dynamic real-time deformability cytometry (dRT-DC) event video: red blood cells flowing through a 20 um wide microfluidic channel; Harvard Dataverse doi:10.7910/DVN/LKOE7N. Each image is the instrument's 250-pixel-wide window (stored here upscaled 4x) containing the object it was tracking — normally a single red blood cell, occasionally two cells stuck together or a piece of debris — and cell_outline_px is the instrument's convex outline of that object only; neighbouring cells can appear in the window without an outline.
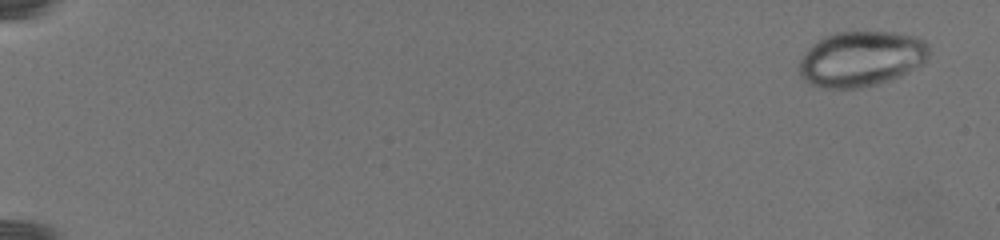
{"species": "common noctule bat (a hibernating species)", "species_latin": "Nyctalus noctula", "temperature_condition": "warm", "stored_images_in_passage": 67, "camera_frame_rate_fps": 3000, "um_per_image_px": 0.085, "animal": {"sex": "female", "body_mass_g": 19.5, "forearm_length_mm": 54.1}, "frame": {"image": 1, "passage_image": 1, "time_ms": 0.0, "image_size_px": [1000, 240], "cell_outline_px": [[928, 60], [924, 64], [900, 76], [876, 84], [856, 88], [820, 88], [808, 84], [804, 80], [800, 72], [800, 60], [808, 48], [816, 40], [824, 36], [836, 32], [892, 32], [916, 36], [924, 40], [928, 44]], "centroid_in_image_um": [73.21, 4.99], "position_along_channel_um": 11.8, "area_um2": 42.08}}
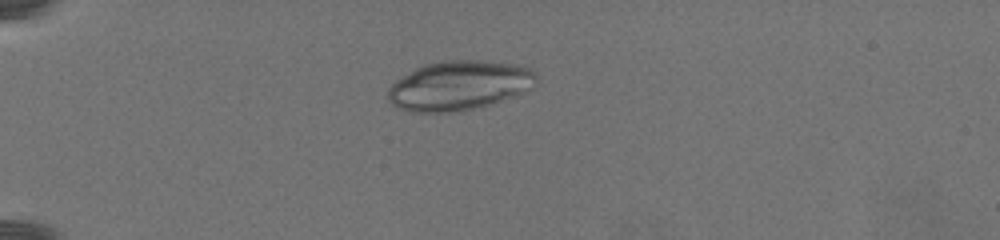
{"frame": {"image": 2, "passage_image": 50, "time_ms": 6.667, "image_size_px": [1000, 240], "cell_outline_px": [[536, 80], [532, 88], [512, 96], [488, 104], [472, 108], [452, 112], [416, 112], [400, 108], [392, 104], [388, 100], [388, 88], [396, 80], [416, 68], [424, 64], [444, 60], [480, 60], [516, 64], [528, 68], [536, 72]], "centroid_in_image_um": [39.01, 7.25], "position_along_channel_um": 46.0, "area_um2": 42.31}}